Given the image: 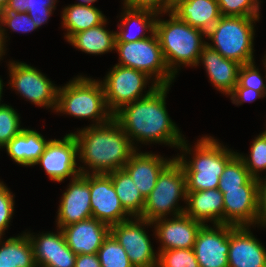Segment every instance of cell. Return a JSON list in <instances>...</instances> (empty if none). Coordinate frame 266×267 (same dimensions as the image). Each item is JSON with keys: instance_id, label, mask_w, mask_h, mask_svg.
Returning a JSON list of instances; mask_svg holds the SVG:
<instances>
[{"instance_id": "7bdbcfd3", "label": "cell", "mask_w": 266, "mask_h": 267, "mask_svg": "<svg viewBox=\"0 0 266 267\" xmlns=\"http://www.w3.org/2000/svg\"><path fill=\"white\" fill-rule=\"evenodd\" d=\"M261 178L257 179L258 184V212L256 224L266 226V177L264 181Z\"/></svg>"}, {"instance_id": "ee69618b", "label": "cell", "mask_w": 266, "mask_h": 267, "mask_svg": "<svg viewBox=\"0 0 266 267\" xmlns=\"http://www.w3.org/2000/svg\"><path fill=\"white\" fill-rule=\"evenodd\" d=\"M75 267H101L97 254H77Z\"/></svg>"}, {"instance_id": "e0dca14e", "label": "cell", "mask_w": 266, "mask_h": 267, "mask_svg": "<svg viewBox=\"0 0 266 267\" xmlns=\"http://www.w3.org/2000/svg\"><path fill=\"white\" fill-rule=\"evenodd\" d=\"M166 219L161 218L152 222L155 224V235L162 245L159 252L193 248L197 233L203 224L185 214Z\"/></svg>"}, {"instance_id": "ffe728a7", "label": "cell", "mask_w": 266, "mask_h": 267, "mask_svg": "<svg viewBox=\"0 0 266 267\" xmlns=\"http://www.w3.org/2000/svg\"><path fill=\"white\" fill-rule=\"evenodd\" d=\"M66 244L77 254H97L110 227L95 218H89L61 228Z\"/></svg>"}, {"instance_id": "7a4b0ae2", "label": "cell", "mask_w": 266, "mask_h": 267, "mask_svg": "<svg viewBox=\"0 0 266 267\" xmlns=\"http://www.w3.org/2000/svg\"><path fill=\"white\" fill-rule=\"evenodd\" d=\"M73 135L78 143V156L92 169L91 174H108L123 169L136 151L114 118L101 125L80 129Z\"/></svg>"}, {"instance_id": "d4e9b609", "label": "cell", "mask_w": 266, "mask_h": 267, "mask_svg": "<svg viewBox=\"0 0 266 267\" xmlns=\"http://www.w3.org/2000/svg\"><path fill=\"white\" fill-rule=\"evenodd\" d=\"M35 130L23 128L3 148L16 163L23 166H34L44 152L48 142Z\"/></svg>"}, {"instance_id": "f546056e", "label": "cell", "mask_w": 266, "mask_h": 267, "mask_svg": "<svg viewBox=\"0 0 266 267\" xmlns=\"http://www.w3.org/2000/svg\"><path fill=\"white\" fill-rule=\"evenodd\" d=\"M123 208L133 217L142 214L145 198L124 169L108 173Z\"/></svg>"}, {"instance_id": "4fadbf2b", "label": "cell", "mask_w": 266, "mask_h": 267, "mask_svg": "<svg viewBox=\"0 0 266 267\" xmlns=\"http://www.w3.org/2000/svg\"><path fill=\"white\" fill-rule=\"evenodd\" d=\"M90 200L92 218L109 227L132 217L123 208L108 174L90 173Z\"/></svg>"}, {"instance_id": "8992f818", "label": "cell", "mask_w": 266, "mask_h": 267, "mask_svg": "<svg viewBox=\"0 0 266 267\" xmlns=\"http://www.w3.org/2000/svg\"><path fill=\"white\" fill-rule=\"evenodd\" d=\"M260 17L221 16L206 33L212 45L206 44L219 52L224 58L239 64L254 62L253 40L254 24Z\"/></svg>"}, {"instance_id": "f1b7e54d", "label": "cell", "mask_w": 266, "mask_h": 267, "mask_svg": "<svg viewBox=\"0 0 266 267\" xmlns=\"http://www.w3.org/2000/svg\"><path fill=\"white\" fill-rule=\"evenodd\" d=\"M0 267H36L33 246L26 233L5 242L0 237Z\"/></svg>"}, {"instance_id": "bcb514c9", "label": "cell", "mask_w": 266, "mask_h": 267, "mask_svg": "<svg viewBox=\"0 0 266 267\" xmlns=\"http://www.w3.org/2000/svg\"><path fill=\"white\" fill-rule=\"evenodd\" d=\"M95 1H97V0H81V2L77 3V5H92V3Z\"/></svg>"}, {"instance_id": "52a82bcc", "label": "cell", "mask_w": 266, "mask_h": 267, "mask_svg": "<svg viewBox=\"0 0 266 267\" xmlns=\"http://www.w3.org/2000/svg\"><path fill=\"white\" fill-rule=\"evenodd\" d=\"M186 196L185 172L181 164L173 158L159 174L155 187L145 198V205L139 217L153 222L166 218L170 212H173L174 216L184 214L185 208L176 205L180 200L179 198L186 200Z\"/></svg>"}, {"instance_id": "d6a6232c", "label": "cell", "mask_w": 266, "mask_h": 267, "mask_svg": "<svg viewBox=\"0 0 266 267\" xmlns=\"http://www.w3.org/2000/svg\"><path fill=\"white\" fill-rule=\"evenodd\" d=\"M252 179L241 157L236 154L225 166L220 177L218 189L224 193V189L240 188Z\"/></svg>"}, {"instance_id": "ba28073f", "label": "cell", "mask_w": 266, "mask_h": 267, "mask_svg": "<svg viewBox=\"0 0 266 267\" xmlns=\"http://www.w3.org/2000/svg\"><path fill=\"white\" fill-rule=\"evenodd\" d=\"M115 50L120 56L117 65L154 75L158 85H170L175 78L167 67L156 33L138 41L116 42Z\"/></svg>"}, {"instance_id": "8fae6325", "label": "cell", "mask_w": 266, "mask_h": 267, "mask_svg": "<svg viewBox=\"0 0 266 267\" xmlns=\"http://www.w3.org/2000/svg\"><path fill=\"white\" fill-rule=\"evenodd\" d=\"M11 87L35 105L55 110L58 88L36 68L22 62L9 64Z\"/></svg>"}, {"instance_id": "ac0fdd59", "label": "cell", "mask_w": 266, "mask_h": 267, "mask_svg": "<svg viewBox=\"0 0 266 267\" xmlns=\"http://www.w3.org/2000/svg\"><path fill=\"white\" fill-rule=\"evenodd\" d=\"M229 239L228 267H266V248L249 226L229 225Z\"/></svg>"}, {"instance_id": "cb8c5ba5", "label": "cell", "mask_w": 266, "mask_h": 267, "mask_svg": "<svg viewBox=\"0 0 266 267\" xmlns=\"http://www.w3.org/2000/svg\"><path fill=\"white\" fill-rule=\"evenodd\" d=\"M171 12L188 25L205 33L222 16L217 0H177Z\"/></svg>"}, {"instance_id": "8d00e7d4", "label": "cell", "mask_w": 266, "mask_h": 267, "mask_svg": "<svg viewBox=\"0 0 266 267\" xmlns=\"http://www.w3.org/2000/svg\"><path fill=\"white\" fill-rule=\"evenodd\" d=\"M259 0H217L222 16L259 17Z\"/></svg>"}, {"instance_id": "4316f807", "label": "cell", "mask_w": 266, "mask_h": 267, "mask_svg": "<svg viewBox=\"0 0 266 267\" xmlns=\"http://www.w3.org/2000/svg\"><path fill=\"white\" fill-rule=\"evenodd\" d=\"M105 20L107 19L103 13L93 5L72 4L65 7L62 12V24L67 29V41L74 34L102 24Z\"/></svg>"}, {"instance_id": "74e56055", "label": "cell", "mask_w": 266, "mask_h": 267, "mask_svg": "<svg viewBox=\"0 0 266 267\" xmlns=\"http://www.w3.org/2000/svg\"><path fill=\"white\" fill-rule=\"evenodd\" d=\"M255 62L243 64L238 71V84L241 87L251 88L261 92L266 97V84H264L262 76Z\"/></svg>"}, {"instance_id": "c3c4849f", "label": "cell", "mask_w": 266, "mask_h": 267, "mask_svg": "<svg viewBox=\"0 0 266 267\" xmlns=\"http://www.w3.org/2000/svg\"><path fill=\"white\" fill-rule=\"evenodd\" d=\"M2 91H3V82H2V79L0 78V101H1V97H2ZM0 105H2L0 103Z\"/></svg>"}, {"instance_id": "7402d4cb", "label": "cell", "mask_w": 266, "mask_h": 267, "mask_svg": "<svg viewBox=\"0 0 266 267\" xmlns=\"http://www.w3.org/2000/svg\"><path fill=\"white\" fill-rule=\"evenodd\" d=\"M200 61L204 64L209 80L215 88L229 95L238 83V71L241 64L224 58L207 44L200 52L198 64Z\"/></svg>"}, {"instance_id": "60d3db41", "label": "cell", "mask_w": 266, "mask_h": 267, "mask_svg": "<svg viewBox=\"0 0 266 267\" xmlns=\"http://www.w3.org/2000/svg\"><path fill=\"white\" fill-rule=\"evenodd\" d=\"M124 5L140 10H148L157 15L172 11L174 0H124Z\"/></svg>"}, {"instance_id": "ab89813d", "label": "cell", "mask_w": 266, "mask_h": 267, "mask_svg": "<svg viewBox=\"0 0 266 267\" xmlns=\"http://www.w3.org/2000/svg\"><path fill=\"white\" fill-rule=\"evenodd\" d=\"M1 24L2 26H8L13 31H21L25 33L37 29V26L27 12H4Z\"/></svg>"}, {"instance_id": "6da1fadb", "label": "cell", "mask_w": 266, "mask_h": 267, "mask_svg": "<svg viewBox=\"0 0 266 267\" xmlns=\"http://www.w3.org/2000/svg\"><path fill=\"white\" fill-rule=\"evenodd\" d=\"M169 87L170 85H159L148 96L122 106L113 114V118L128 135L133 145L135 139L144 144L165 143L191 154V148L186 144L166 109L165 98Z\"/></svg>"}, {"instance_id": "f6af8a7d", "label": "cell", "mask_w": 266, "mask_h": 267, "mask_svg": "<svg viewBox=\"0 0 266 267\" xmlns=\"http://www.w3.org/2000/svg\"><path fill=\"white\" fill-rule=\"evenodd\" d=\"M4 28L2 27L1 23H0V59L2 58L3 55H5L4 53V47H5V38H7V36H5V32H4Z\"/></svg>"}, {"instance_id": "484cf974", "label": "cell", "mask_w": 266, "mask_h": 267, "mask_svg": "<svg viewBox=\"0 0 266 267\" xmlns=\"http://www.w3.org/2000/svg\"><path fill=\"white\" fill-rule=\"evenodd\" d=\"M106 20L95 27L74 34L68 42L79 50L100 55L115 50L116 32L105 29Z\"/></svg>"}, {"instance_id": "2e32d148", "label": "cell", "mask_w": 266, "mask_h": 267, "mask_svg": "<svg viewBox=\"0 0 266 267\" xmlns=\"http://www.w3.org/2000/svg\"><path fill=\"white\" fill-rule=\"evenodd\" d=\"M229 248V225L214 224L212 228L205 224L197 233L193 250L200 267H228Z\"/></svg>"}, {"instance_id": "e575fe53", "label": "cell", "mask_w": 266, "mask_h": 267, "mask_svg": "<svg viewBox=\"0 0 266 267\" xmlns=\"http://www.w3.org/2000/svg\"><path fill=\"white\" fill-rule=\"evenodd\" d=\"M157 267H200L193 248L170 249L158 252Z\"/></svg>"}, {"instance_id": "f907efd6", "label": "cell", "mask_w": 266, "mask_h": 267, "mask_svg": "<svg viewBox=\"0 0 266 267\" xmlns=\"http://www.w3.org/2000/svg\"><path fill=\"white\" fill-rule=\"evenodd\" d=\"M264 58H265V59H264V61H263V62H264L263 64L265 65V69H266V56H265ZM265 78H266V76H265ZM265 81H266V79H265Z\"/></svg>"}, {"instance_id": "836d02e7", "label": "cell", "mask_w": 266, "mask_h": 267, "mask_svg": "<svg viewBox=\"0 0 266 267\" xmlns=\"http://www.w3.org/2000/svg\"><path fill=\"white\" fill-rule=\"evenodd\" d=\"M252 178L259 179V171L266 170V131L259 134L251 145L249 157L237 153Z\"/></svg>"}, {"instance_id": "b9f144b4", "label": "cell", "mask_w": 266, "mask_h": 267, "mask_svg": "<svg viewBox=\"0 0 266 267\" xmlns=\"http://www.w3.org/2000/svg\"><path fill=\"white\" fill-rule=\"evenodd\" d=\"M229 95L231 96L232 103L235 105H242L243 102H253L257 98L265 97L261 92L241 87L238 83Z\"/></svg>"}, {"instance_id": "681fc988", "label": "cell", "mask_w": 266, "mask_h": 267, "mask_svg": "<svg viewBox=\"0 0 266 267\" xmlns=\"http://www.w3.org/2000/svg\"><path fill=\"white\" fill-rule=\"evenodd\" d=\"M9 0H0V5H2L4 8L7 6Z\"/></svg>"}, {"instance_id": "d590c367", "label": "cell", "mask_w": 266, "mask_h": 267, "mask_svg": "<svg viewBox=\"0 0 266 267\" xmlns=\"http://www.w3.org/2000/svg\"><path fill=\"white\" fill-rule=\"evenodd\" d=\"M19 116L12 106L7 104L0 105V148H3L23 129L20 128Z\"/></svg>"}, {"instance_id": "44dd1931", "label": "cell", "mask_w": 266, "mask_h": 267, "mask_svg": "<svg viewBox=\"0 0 266 267\" xmlns=\"http://www.w3.org/2000/svg\"><path fill=\"white\" fill-rule=\"evenodd\" d=\"M172 160L149 152L138 153L135 151L123 169L146 198L155 187L159 174Z\"/></svg>"}, {"instance_id": "7dc6e473", "label": "cell", "mask_w": 266, "mask_h": 267, "mask_svg": "<svg viewBox=\"0 0 266 267\" xmlns=\"http://www.w3.org/2000/svg\"><path fill=\"white\" fill-rule=\"evenodd\" d=\"M4 11H5V8L2 5H0V23L2 22Z\"/></svg>"}, {"instance_id": "5b68a950", "label": "cell", "mask_w": 266, "mask_h": 267, "mask_svg": "<svg viewBox=\"0 0 266 267\" xmlns=\"http://www.w3.org/2000/svg\"><path fill=\"white\" fill-rule=\"evenodd\" d=\"M55 110L76 118L94 119L96 123L92 125H101L113 118L106 106L101 81L82 76L58 88Z\"/></svg>"}, {"instance_id": "9c48e42d", "label": "cell", "mask_w": 266, "mask_h": 267, "mask_svg": "<svg viewBox=\"0 0 266 267\" xmlns=\"http://www.w3.org/2000/svg\"><path fill=\"white\" fill-rule=\"evenodd\" d=\"M150 78L143 71L117 64L114 65L104 81H101L108 110L114 114L122 106L151 94L159 86L155 81L147 93L145 95L142 94L143 88H146L145 85H147Z\"/></svg>"}, {"instance_id": "30bf717a", "label": "cell", "mask_w": 266, "mask_h": 267, "mask_svg": "<svg viewBox=\"0 0 266 267\" xmlns=\"http://www.w3.org/2000/svg\"><path fill=\"white\" fill-rule=\"evenodd\" d=\"M134 219L135 221L131 218L111 226L110 233L124 248L134 267H157L158 257L155 256L151 241L144 230L145 225L153 224L140 217Z\"/></svg>"}, {"instance_id": "5bb4252c", "label": "cell", "mask_w": 266, "mask_h": 267, "mask_svg": "<svg viewBox=\"0 0 266 267\" xmlns=\"http://www.w3.org/2000/svg\"><path fill=\"white\" fill-rule=\"evenodd\" d=\"M223 224L251 226L256 224L258 212V184L252 178L240 188L224 189Z\"/></svg>"}, {"instance_id": "f35d334b", "label": "cell", "mask_w": 266, "mask_h": 267, "mask_svg": "<svg viewBox=\"0 0 266 267\" xmlns=\"http://www.w3.org/2000/svg\"><path fill=\"white\" fill-rule=\"evenodd\" d=\"M14 195L0 181V237L9 227L10 219L14 211Z\"/></svg>"}, {"instance_id": "1f68e13d", "label": "cell", "mask_w": 266, "mask_h": 267, "mask_svg": "<svg viewBox=\"0 0 266 267\" xmlns=\"http://www.w3.org/2000/svg\"><path fill=\"white\" fill-rule=\"evenodd\" d=\"M101 267H134L124 248L109 233L97 252Z\"/></svg>"}, {"instance_id": "3957f363", "label": "cell", "mask_w": 266, "mask_h": 267, "mask_svg": "<svg viewBox=\"0 0 266 267\" xmlns=\"http://www.w3.org/2000/svg\"><path fill=\"white\" fill-rule=\"evenodd\" d=\"M169 16V20H156L155 33L167 67L175 76L180 65L198 66L200 52L206 45L202 36L206 37V33L188 25L172 12Z\"/></svg>"}, {"instance_id": "4dcf8cb0", "label": "cell", "mask_w": 266, "mask_h": 267, "mask_svg": "<svg viewBox=\"0 0 266 267\" xmlns=\"http://www.w3.org/2000/svg\"><path fill=\"white\" fill-rule=\"evenodd\" d=\"M56 2L57 0H9L4 12H27L38 28L47 23Z\"/></svg>"}, {"instance_id": "83f0119b", "label": "cell", "mask_w": 266, "mask_h": 267, "mask_svg": "<svg viewBox=\"0 0 266 267\" xmlns=\"http://www.w3.org/2000/svg\"><path fill=\"white\" fill-rule=\"evenodd\" d=\"M126 9L121 15L122 24L118 25L120 32H116V42H133L141 39H146L150 36H146V31H149L151 34L155 33L156 25V16L158 15L154 12L148 10L133 9L124 5ZM136 24L142 29L141 32L134 33L131 28H128L129 25ZM128 29V30H127Z\"/></svg>"}, {"instance_id": "277c9868", "label": "cell", "mask_w": 266, "mask_h": 267, "mask_svg": "<svg viewBox=\"0 0 266 267\" xmlns=\"http://www.w3.org/2000/svg\"><path fill=\"white\" fill-rule=\"evenodd\" d=\"M195 146L191 161H186L184 154L175 157L185 172L187 192L218 189L226 164L237 152L221 146L211 136L202 137Z\"/></svg>"}, {"instance_id": "d6986e66", "label": "cell", "mask_w": 266, "mask_h": 267, "mask_svg": "<svg viewBox=\"0 0 266 267\" xmlns=\"http://www.w3.org/2000/svg\"><path fill=\"white\" fill-rule=\"evenodd\" d=\"M27 235L33 246L36 267H75L77 255L66 244L61 229L57 234Z\"/></svg>"}, {"instance_id": "9a60e30c", "label": "cell", "mask_w": 266, "mask_h": 267, "mask_svg": "<svg viewBox=\"0 0 266 267\" xmlns=\"http://www.w3.org/2000/svg\"><path fill=\"white\" fill-rule=\"evenodd\" d=\"M89 218H92L90 171L85 170L72 179L69 188L63 193L56 222L58 229H61Z\"/></svg>"}, {"instance_id": "7c38bea8", "label": "cell", "mask_w": 266, "mask_h": 267, "mask_svg": "<svg viewBox=\"0 0 266 267\" xmlns=\"http://www.w3.org/2000/svg\"><path fill=\"white\" fill-rule=\"evenodd\" d=\"M77 155V140L69 133L62 140L51 139L35 165H42L51 180L62 182L66 177L76 178L85 170V167L76 166Z\"/></svg>"}, {"instance_id": "603a6c76", "label": "cell", "mask_w": 266, "mask_h": 267, "mask_svg": "<svg viewBox=\"0 0 266 267\" xmlns=\"http://www.w3.org/2000/svg\"><path fill=\"white\" fill-rule=\"evenodd\" d=\"M184 214L205 225L206 221L223 224V193L219 189L187 192Z\"/></svg>"}]
</instances>
